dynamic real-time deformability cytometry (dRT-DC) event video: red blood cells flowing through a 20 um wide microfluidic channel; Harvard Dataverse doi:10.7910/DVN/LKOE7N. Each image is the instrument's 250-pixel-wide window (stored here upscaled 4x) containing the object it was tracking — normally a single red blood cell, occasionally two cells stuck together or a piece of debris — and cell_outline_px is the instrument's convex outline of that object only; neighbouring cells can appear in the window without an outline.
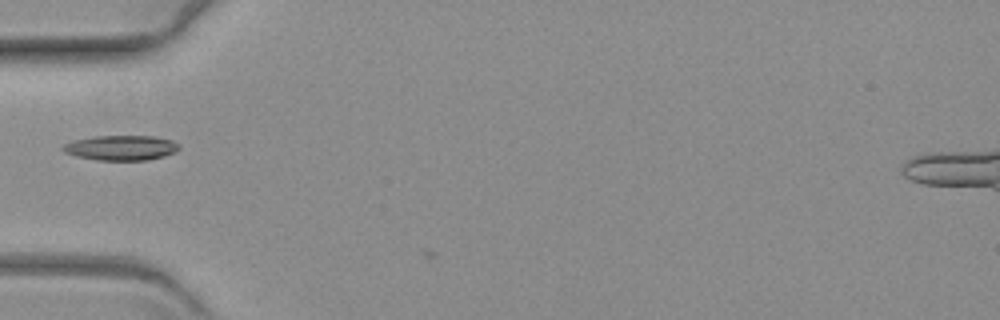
{"species": "common noctule bat (a hibernating species)", "species_latin": "Nyctalus noctula", "temperature_condition": "warm", "stored_images_in_passage": 3, "camera_frame_rate_fps": 3000, "um_per_image_px": 0.085, "animal": {"sex": "female", "body_mass_g": 19.3, "forearm_length_mm": 54.1}, "frame": {"image": 1, "passage_image": 2, "time_ms": 0.333, "image_size_px": [1000, 320], "cell_outline_px": [[180, 148], [176, 152], [164, 156], [148, 160], [96, 160], [76, 156], [64, 152], [60, 148], [64, 144], [72, 140], [92, 136], [152, 136], [172, 140], [180, 144]], "centroid_in_image_um": [10.28, 12.56], "position_along_channel_um": 74.7, "area_um2": 17.11}}